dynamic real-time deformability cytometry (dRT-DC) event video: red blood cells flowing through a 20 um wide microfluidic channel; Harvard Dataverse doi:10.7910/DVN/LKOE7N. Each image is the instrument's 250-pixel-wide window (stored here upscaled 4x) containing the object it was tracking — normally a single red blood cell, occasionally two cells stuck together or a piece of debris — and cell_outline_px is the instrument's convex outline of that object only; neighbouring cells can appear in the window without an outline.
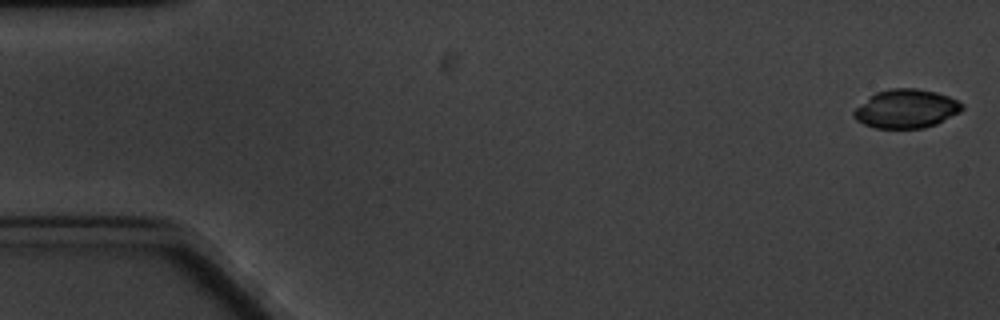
{"species": "common noctule bat (a hibernating species)", "species_latin": "Nyctalus noctula", "temperature_condition": "cold", "stored_images_in_passage": 8, "camera_frame_rate_fps": 3000, "um_per_image_px": 0.085, "animal": {"sex": "male", "body_mass_g": 20.1, "forearm_length_mm": 53.5}, "frame": {"image": 1, "passage_image": 1, "time_ms": 0.0, "image_size_px": [1000, 320], "cell_outline_px": [[964, 108], [960, 112], [936, 124], [924, 128], [876, 128], [864, 124], [856, 120], [852, 116], [852, 112], [856, 108], [876, 92], [892, 88], [916, 88], [936, 92], [948, 96], [964, 104]], "centroid_in_image_um": [77.04, 9.25], "position_along_channel_um": 8.0, "area_um2": 24.33}}
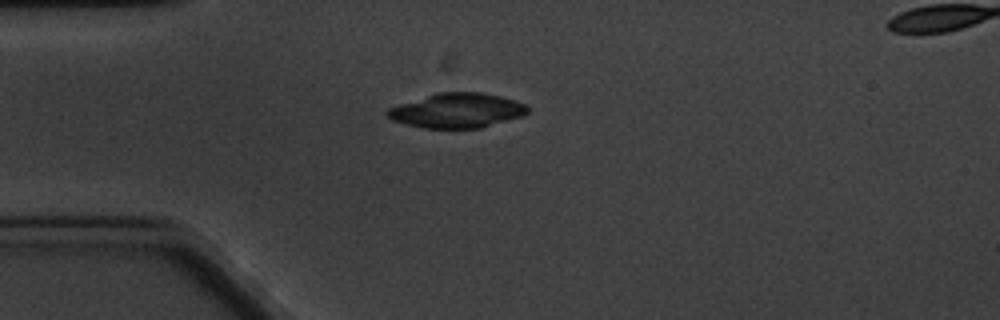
{"frame": {"image": 2, "passage_image": 5, "time_ms": 4.667, "image_size_px": [1000, 320], "cell_outline_px": [[528, 112], [524, 116], [480, 128], [424, 128], [392, 120], [384, 112], [388, 108], [436, 92], [480, 92], [500, 96], [516, 100], [524, 104], [528, 108]], "centroid_in_image_um": [38.86, 9.39], "position_along_channel_um": 46.1, "area_um2": 28.26}}